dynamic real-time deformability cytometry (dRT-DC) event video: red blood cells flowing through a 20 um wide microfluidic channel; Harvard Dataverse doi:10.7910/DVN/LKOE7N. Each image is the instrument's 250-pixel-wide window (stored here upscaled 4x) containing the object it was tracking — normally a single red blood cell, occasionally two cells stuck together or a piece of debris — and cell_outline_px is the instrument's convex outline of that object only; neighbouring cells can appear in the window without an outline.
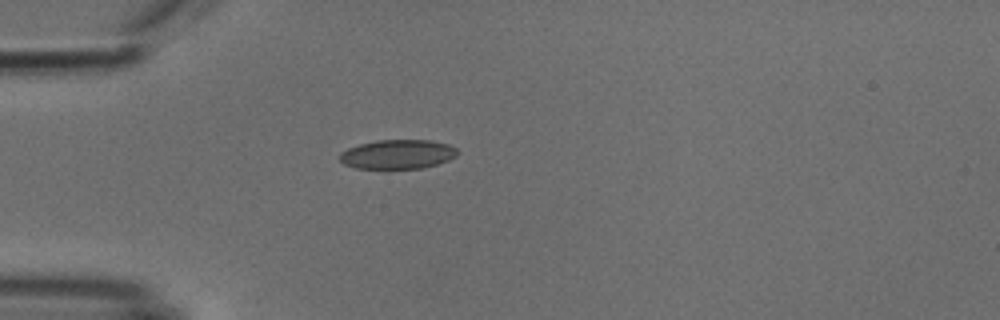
{"species": "common noctule bat (a hibernating species)", "species_latin": "Nyctalus noctula", "temperature_condition": "cold", "stored_images_in_passage": 16, "camera_frame_rate_fps": 3000, "um_per_image_px": 0.085, "animal": {"sex": "male", "body_mass_g": 18.8}, "frame": {"image": 1, "passage_image": 1, "time_ms": 0.0, "image_size_px": [1000, 320], "cell_outline_px": [[460, 152], [456, 156], [448, 160], [424, 168], [356, 168], [344, 164], [340, 160], [340, 152], [348, 148], [360, 144], [376, 140], [428, 140], [448, 144], [456, 148]], "centroid_in_image_um": [33.81, 13.11], "position_along_channel_um": 51.2, "area_um2": 20.0}}
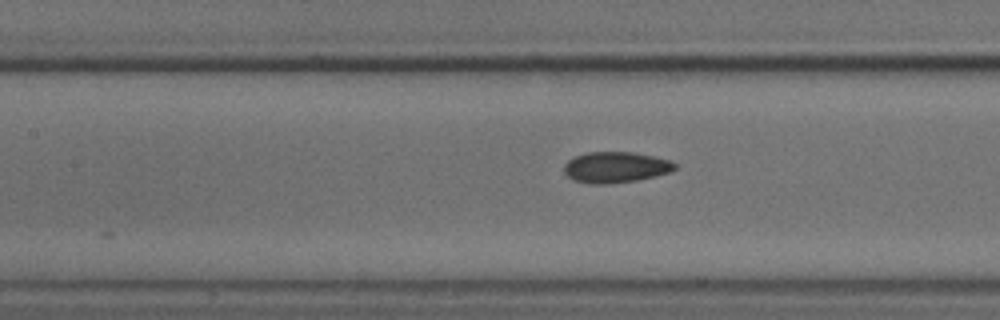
{"frame": {"image": 2, "passage_image": 10, "time_ms": 3.0, "image_size_px": [1000, 320], "cell_outline_px": [[676, 168], [672, 172], [656, 176], [636, 180], [608, 184], [588, 184], [576, 180], [568, 176], [564, 172], [564, 164], [568, 160], [576, 156], [588, 152], [632, 152], [672, 160], [676, 164]], "centroid_in_image_um": [52.36, 14.22], "position_along_channel_um": 155.0, "area_um2": 20.0}}
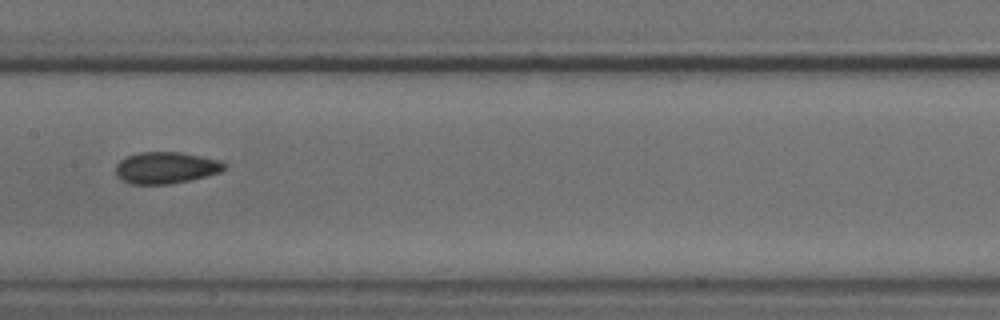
{"frame": {"image": 3, "passage_image": 13, "time_ms": 4.0, "image_size_px": [1000, 320], "cell_outline_px": [[228, 164], [220, 172], [188, 180], [168, 184], [132, 184], [120, 180], [116, 176], [116, 164], [120, 160], [128, 156], [140, 152], [180, 152], [220, 160]], "centroid_in_image_um": [14.07, 14.25], "position_along_channel_um": 193.3, "area_um2": 19.94}}